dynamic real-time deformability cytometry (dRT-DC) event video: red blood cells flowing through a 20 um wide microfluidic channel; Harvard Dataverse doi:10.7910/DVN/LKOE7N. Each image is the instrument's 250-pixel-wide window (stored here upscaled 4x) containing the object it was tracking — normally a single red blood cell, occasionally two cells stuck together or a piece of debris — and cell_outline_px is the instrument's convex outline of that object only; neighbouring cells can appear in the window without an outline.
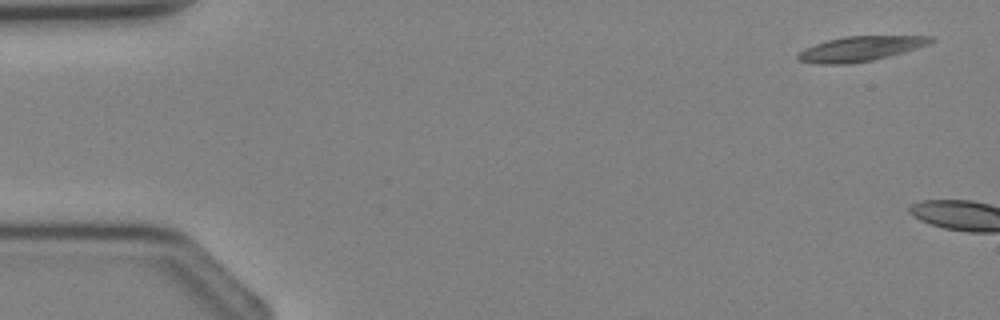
{"species": "Egyptian fruit bat (a non-hibernating species)", "species_latin": "Rousettus aegyptiacus", "temperature_condition": "cold", "stored_images_in_passage": 4, "segment_of_instrument_passage": [2, 2], "camera_frame_rate_fps": 3000, "um_per_image_px": 0.085, "animal": {"sex": "female"}, "frame": {"image": 1, "passage_image": 4, "time_ms": 4.667, "image_size_px": [1000, 320], "cell_outline_px": [[936, 40], [928, 44], [904, 52], [872, 60], [848, 64], [816, 64], [800, 60], [796, 56], [804, 48], [828, 40], [844, 36], [932, 36]], "centroid_in_image_um": [73.13, 4.14], "position_along_channel_um": 11.9, "area_um2": 19.07}}